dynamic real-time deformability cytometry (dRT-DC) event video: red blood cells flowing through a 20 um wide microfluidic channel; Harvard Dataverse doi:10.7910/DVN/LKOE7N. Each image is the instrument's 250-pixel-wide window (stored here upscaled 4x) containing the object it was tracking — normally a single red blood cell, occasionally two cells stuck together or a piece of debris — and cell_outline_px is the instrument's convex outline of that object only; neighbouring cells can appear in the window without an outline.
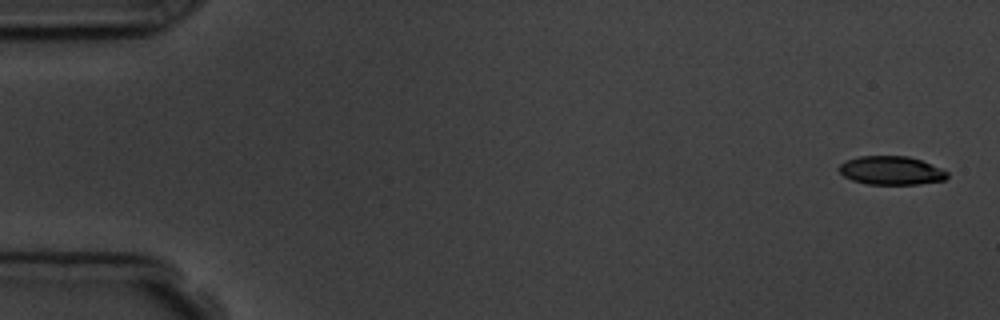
{"species": "common noctule bat (a hibernating species)", "species_latin": "Nyctalus noctula", "temperature_condition": "room temperature", "stored_images_in_passage": 4, "camera_frame_rate_fps": 3000, "um_per_image_px": 0.085, "animal": {"sex": "male", "body_mass_g": 19.5, "forearm_length_mm": 54.6}, "frame": {"image": 1, "passage_image": 1, "time_ms": 0.0, "image_size_px": [1000, 320], "cell_outline_px": [[948, 176], [944, 180], [916, 184], [868, 184], [852, 180], [844, 176], [836, 168], [844, 160], [860, 156], [908, 156], [920, 160], [940, 168], [948, 172]], "centroid_in_image_um": [75.7, 14.48], "position_along_channel_um": 9.3, "area_um2": 17.98}}